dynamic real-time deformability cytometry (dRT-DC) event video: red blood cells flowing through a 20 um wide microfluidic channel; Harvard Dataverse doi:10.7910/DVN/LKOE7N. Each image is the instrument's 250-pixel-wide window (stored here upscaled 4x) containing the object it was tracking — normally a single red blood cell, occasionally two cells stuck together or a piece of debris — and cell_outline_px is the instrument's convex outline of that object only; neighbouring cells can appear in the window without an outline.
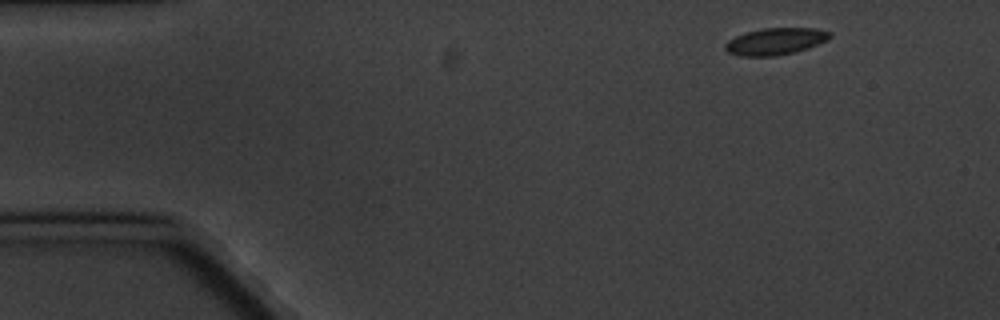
{"species": "common noctule bat (a hibernating species)", "species_latin": "Nyctalus noctula", "temperature_condition": "cold", "stored_images_in_passage": 4, "camera_frame_rate_fps": 3000, "um_per_image_px": 0.085, "animal": {"sex": "male", "body_mass_g": 20.1, "forearm_length_mm": 53.5}, "frame": {"image": 1, "passage_image": 1, "time_ms": 0.0, "image_size_px": [1000, 320], "cell_outline_px": [[832, 36], [828, 40], [808, 48], [776, 56], [740, 56], [728, 52], [724, 48], [724, 44], [728, 40], [744, 32], [760, 28], [816, 28], [832, 32]], "centroid_in_image_um": [65.91, 3.5], "position_along_channel_um": 19.1, "area_um2": 16.53}}